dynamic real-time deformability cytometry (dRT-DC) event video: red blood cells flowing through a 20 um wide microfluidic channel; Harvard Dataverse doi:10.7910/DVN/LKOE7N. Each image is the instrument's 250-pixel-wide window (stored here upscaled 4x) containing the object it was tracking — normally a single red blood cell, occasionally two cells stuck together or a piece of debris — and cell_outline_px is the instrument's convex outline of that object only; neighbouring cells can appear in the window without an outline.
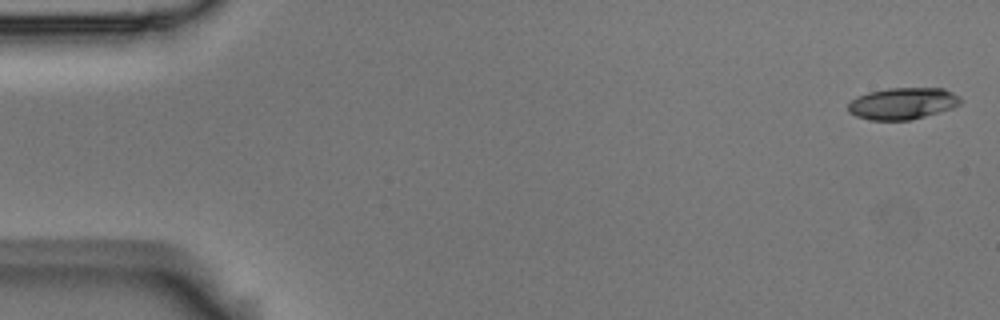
{"species": "Egyptian fruit bat (a non-hibernating species)", "species_latin": "Rousettus aegyptiacus", "temperature_condition": "room temperature", "stored_images_in_passage": 6, "segment_of_instrument_passage": [1, 2], "camera_frame_rate_fps": 3000, "um_per_image_px": 0.085, "animal": {"sex": "male"}, "frame": {"image": 1, "passage_image": 1, "time_ms": 0.0, "image_size_px": [1000, 320], "cell_outline_px": [[964, 100], [960, 104], [952, 108], [924, 116], [908, 120], [868, 120], [856, 116], [848, 112], [848, 104], [856, 96], [868, 92], [888, 88], [944, 88], [960, 96]], "centroid_in_image_um": [76.72, 8.79], "position_along_channel_um": 8.3, "area_um2": 20.87}}
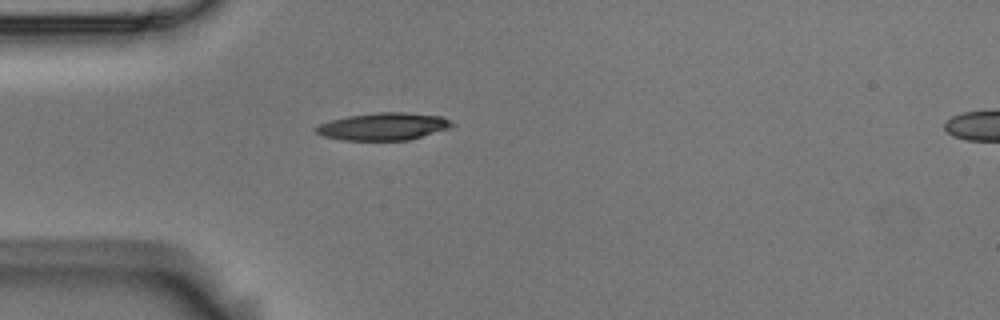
{"frame": {"image": 2, "passage_image": 5, "time_ms": 1.333, "image_size_px": [1000, 320], "cell_outline_px": [[456, 124], [452, 128], [408, 140], [344, 140], [324, 136], [316, 132], [316, 128], [320, 124], [332, 120], [348, 116], [380, 112], [404, 112], [444, 116], [452, 120]], "centroid_in_image_um": [32.7, 10.74], "position_along_channel_um": 52.3, "area_um2": 21.73}}